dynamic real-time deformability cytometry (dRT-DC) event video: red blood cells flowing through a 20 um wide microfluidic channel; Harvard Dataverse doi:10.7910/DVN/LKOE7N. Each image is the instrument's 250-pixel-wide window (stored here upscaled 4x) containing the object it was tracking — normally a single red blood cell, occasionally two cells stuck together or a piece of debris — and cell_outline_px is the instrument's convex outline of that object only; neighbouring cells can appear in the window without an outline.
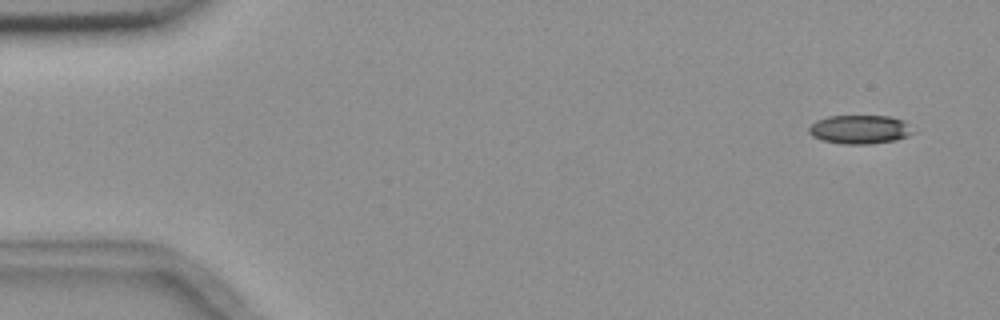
{"species": "common noctule bat (a hibernating species)", "species_latin": "Nyctalus noctula", "temperature_condition": "room temperature", "stored_images_in_passage": 6, "camera_frame_rate_fps": 3000, "um_per_image_px": 0.085, "animal": {"sex": "female", "body_mass_g": 18.4}, "frame": {"image": 1, "passage_image": 2, "time_ms": 1.0, "image_size_px": [1000, 320], "cell_outline_px": [[916, 132], [908, 136], [896, 140], [872, 144], [844, 144], [820, 140], [812, 136], [808, 132], [808, 128], [816, 120], [828, 116], [888, 116], [904, 120]], "centroid_in_image_um": [73.09, 11.01], "position_along_channel_um": 11.9, "area_um2": 17.69}}
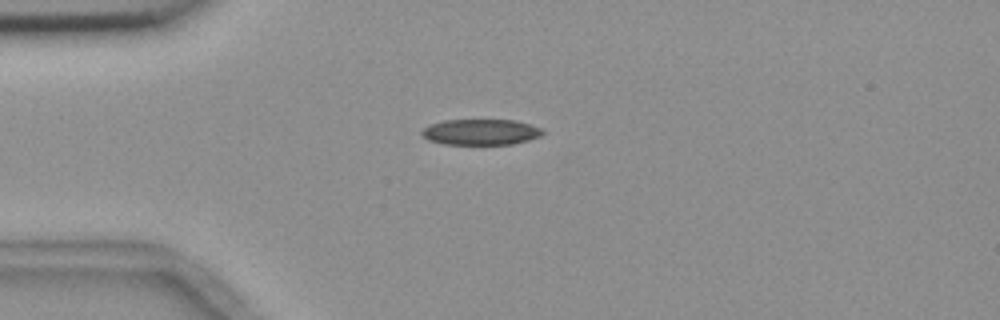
{"frame": {"image": 2, "passage_image": 5, "time_ms": 4.667, "image_size_px": [1000, 320], "cell_outline_px": [[544, 132], [540, 136], [528, 140], [512, 144], [444, 144], [428, 140], [420, 132], [428, 124], [444, 120], [516, 120], [540, 128]], "centroid_in_image_um": [40.83, 11.22], "position_along_channel_um": 44.2, "area_um2": 18.09}}